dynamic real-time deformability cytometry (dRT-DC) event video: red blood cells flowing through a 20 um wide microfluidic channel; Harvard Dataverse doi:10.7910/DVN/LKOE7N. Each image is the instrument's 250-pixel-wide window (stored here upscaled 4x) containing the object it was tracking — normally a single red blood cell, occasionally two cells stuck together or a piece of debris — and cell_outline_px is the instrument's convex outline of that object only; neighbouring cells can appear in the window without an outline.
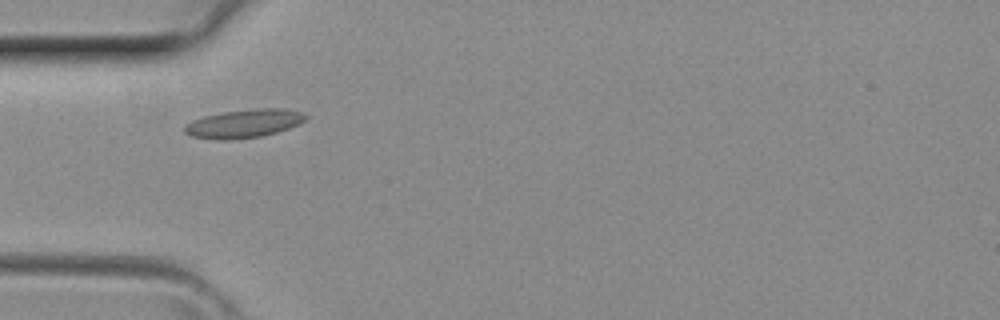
{"species": "common noctule bat (a hibernating species)", "species_latin": "Nyctalus noctula", "temperature_condition": "room temperature", "stored_images_in_passage": 4, "camera_frame_rate_fps": 3000, "um_per_image_px": 0.085, "animal": {"sex": "female", "body_mass_g": 29.2, "forearm_length_mm": 56.3}, "frame": {"image": 1, "passage_image": 3, "time_ms": 0.667, "image_size_px": [1000, 320], "cell_outline_px": [[308, 116], [300, 124], [276, 132], [260, 136], [228, 140], [220, 140], [192, 136], [184, 132], [184, 124], [192, 120], [204, 116], [224, 112], [256, 108], [284, 108], [304, 112]], "centroid_in_image_um": [20.75, 10.49], "position_along_channel_um": 64.3, "area_um2": 20.06}}
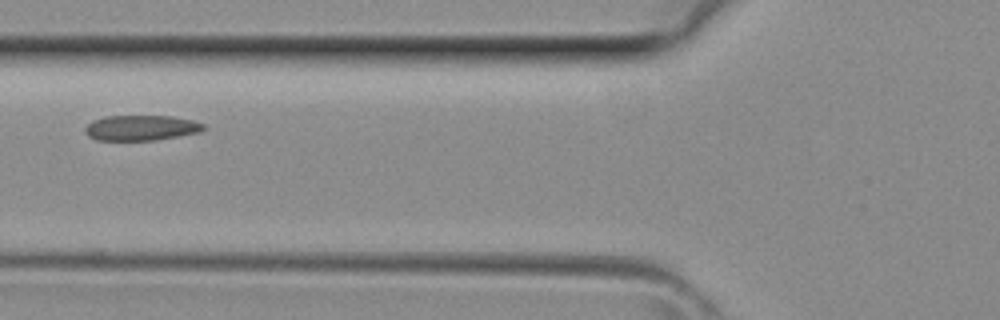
{"frame": {"image": 2, "passage_image": 4, "time_ms": 1.0, "image_size_px": [1000, 320], "cell_outline_px": [[208, 128], [200, 132], [156, 140], [96, 140], [88, 136], [84, 132], [84, 128], [92, 120], [104, 116], [172, 116], [192, 120], [204, 124]], "centroid_in_image_um": [11.99, 10.86], "position_along_channel_um": 113.8, "area_um2": 17.63}}